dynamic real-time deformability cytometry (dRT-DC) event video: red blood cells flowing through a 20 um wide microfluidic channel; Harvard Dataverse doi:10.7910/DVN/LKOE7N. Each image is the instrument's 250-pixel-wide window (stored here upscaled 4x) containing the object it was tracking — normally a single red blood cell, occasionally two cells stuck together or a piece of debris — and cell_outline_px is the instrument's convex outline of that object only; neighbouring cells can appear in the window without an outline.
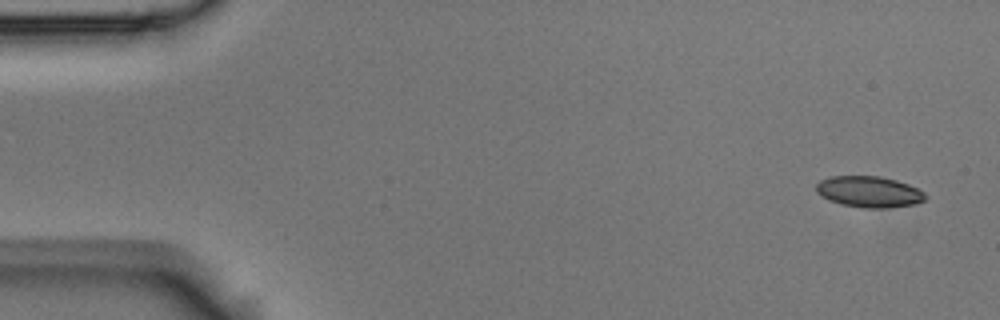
{"species": "Egyptian fruit bat (a non-hibernating species)", "species_latin": "Rousettus aegyptiacus", "temperature_condition": "room temperature", "stored_images_in_passage": 52, "camera_frame_rate_fps": 3000, "um_per_image_px": 0.085, "animal": {"sex": "male"}, "frame": {"image": 1, "passage_image": 1, "time_ms": 0.0, "image_size_px": [1000, 320], "cell_outline_px": [[928, 196], [924, 200], [912, 204], [888, 208], [864, 208], [840, 204], [828, 200], [816, 192], [816, 184], [820, 180], [832, 176], [880, 176], [896, 180], [908, 184], [924, 192]], "centroid_in_image_um": [73.85, 16.3], "position_along_channel_um": 11.1, "area_um2": 19.83}}
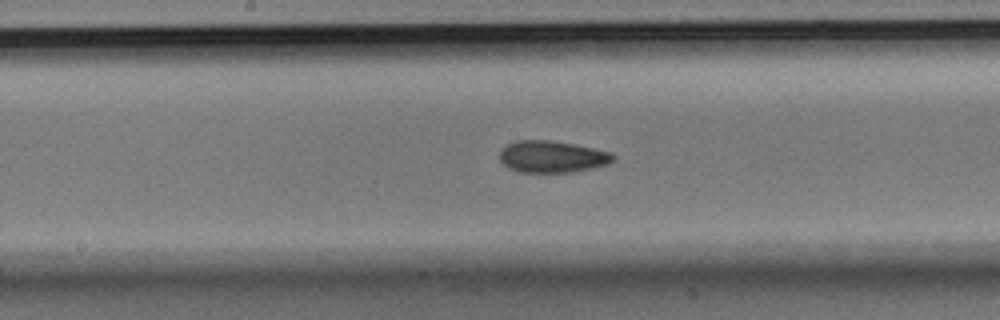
{"frame": {"image": 2, "passage_image": 26, "time_ms": 8.333, "image_size_px": [1000, 320], "cell_outline_px": [[616, 156], [608, 164], [592, 168], [572, 172], [520, 172], [508, 168], [500, 160], [500, 148], [516, 140], [548, 140], [576, 144], [612, 152]], "centroid_in_image_um": [46.93, 13.31], "position_along_channel_um": 201.3, "area_um2": 21.15}}
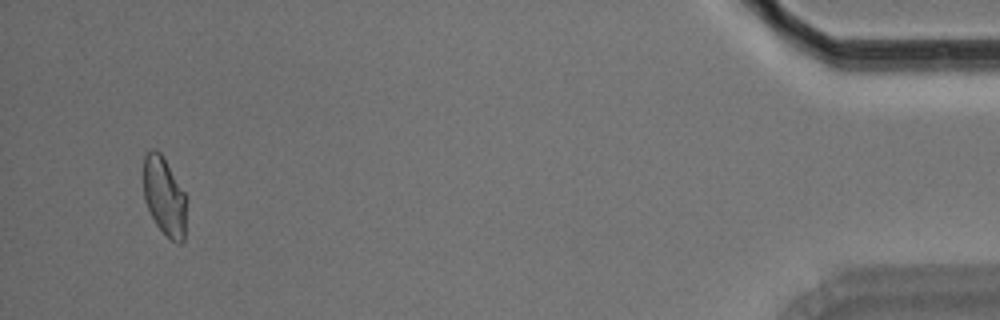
{"frame": {"image": 3, "passage_image": 50, "time_ms": 16.333, "image_size_px": [1000, 320], "cell_outline_px": [[188, 200], [184, 240], [180, 244], [172, 240], [156, 224], [144, 200], [144, 156], [152, 148], [156, 148], [160, 152], [188, 196]], "centroid_in_image_um": [14.01, 16.69], "position_along_channel_um": 421.2, "area_um2": 19.94}, "authors_computed_cell_mechanics": {"area_um2": 20.5479, "velocity_mm_per_s": 3.7241, "shape_relaxation_time_tau1_ms": 7.0898, "shape_relaxation_time_tau2_ms": 3.1559, "deformation_change_tau1": 0.1464, "deformation_change_tau2": 0.0801}}